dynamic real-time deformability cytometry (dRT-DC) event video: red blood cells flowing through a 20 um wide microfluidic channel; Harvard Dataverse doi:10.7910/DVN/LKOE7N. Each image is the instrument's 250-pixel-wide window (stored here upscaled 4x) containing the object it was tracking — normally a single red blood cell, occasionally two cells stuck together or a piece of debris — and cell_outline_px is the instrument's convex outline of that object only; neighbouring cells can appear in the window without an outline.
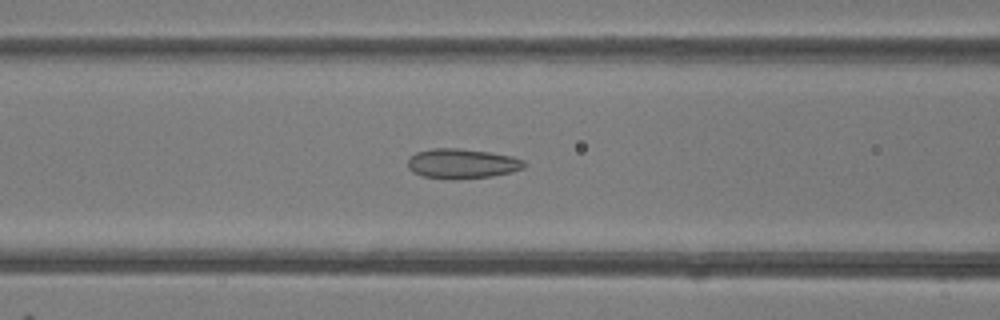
{"species": "common noctule bat (a hibernating species)", "species_latin": "Nyctalus noctula", "temperature_condition": "room temperature", "stored_images_in_passage": 49, "camera_frame_rate_fps": 3000, "um_per_image_px": 0.085, "animal": {"sex": "female"}, "frame": {"image": 1, "passage_image": 20, "time_ms": 6.333, "image_size_px": [1000, 320], "cell_outline_px": [[524, 168], [512, 172], [492, 176], [456, 180], [424, 176], [412, 172], [408, 168], [408, 160], [416, 152], [432, 148], [460, 148], [488, 152], [512, 156], [524, 160]], "centroid_in_image_um": [39.27, 13.91], "position_along_channel_um": 127.3, "area_um2": 20.29}}
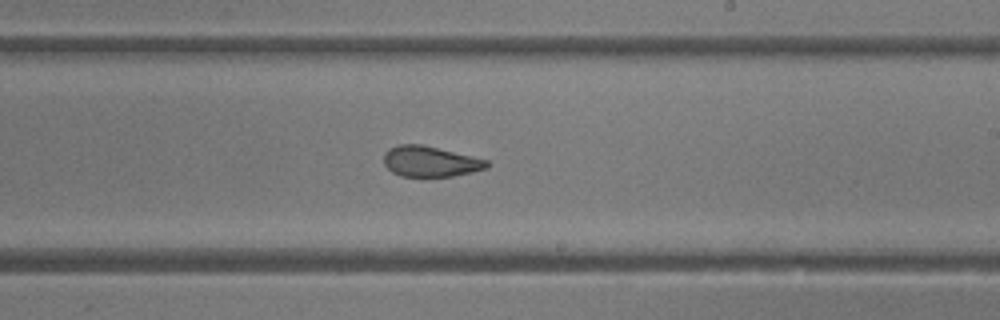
{"frame": {"image": 2, "passage_image": 29, "time_ms": 9.333, "image_size_px": [1000, 320], "cell_outline_px": [[492, 164], [488, 168], [472, 172], [452, 176], [400, 176], [392, 172], [384, 164], [384, 152], [388, 148], [400, 144], [420, 144], [472, 156], [488, 160]], "centroid_in_image_um": [36.58, 13.72], "position_along_channel_um": 252.4, "area_um2": 18.38}}
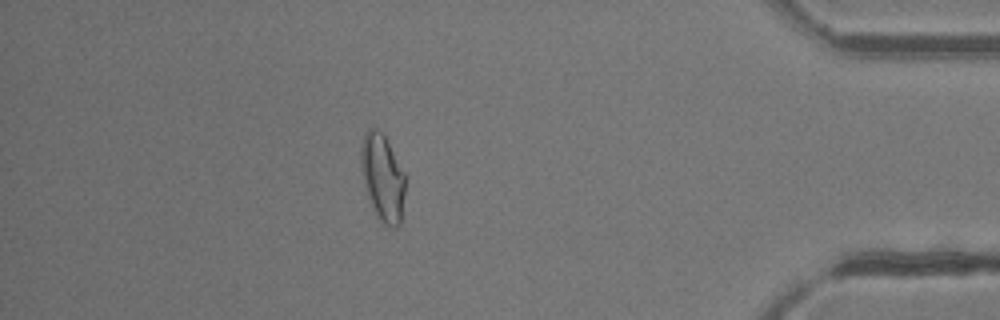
{"frame": {"image": 3, "passage_image": 43, "time_ms": 14.0, "image_size_px": [1000, 320], "cell_outline_px": [[404, 192], [400, 224], [396, 228], [392, 228], [384, 224], [376, 216], [372, 208], [364, 184], [360, 160], [360, 148], [364, 132], [368, 128], [376, 128], [384, 136], [404, 172]], "centroid_in_image_um": [32.49, 15.1], "position_along_channel_um": 402.7, "area_um2": 22.25}, "authors_computed_cell_mechanics": {"area_um2": 21.2704, "velocity_mm_per_s": 4.1677, "shape_relaxation_time_tau1_ms": null, "shape_relaxation_time_tau2_ms": 1.7188, "deformation_change_tau1": null, "deformation_change_tau2": 0.071}}